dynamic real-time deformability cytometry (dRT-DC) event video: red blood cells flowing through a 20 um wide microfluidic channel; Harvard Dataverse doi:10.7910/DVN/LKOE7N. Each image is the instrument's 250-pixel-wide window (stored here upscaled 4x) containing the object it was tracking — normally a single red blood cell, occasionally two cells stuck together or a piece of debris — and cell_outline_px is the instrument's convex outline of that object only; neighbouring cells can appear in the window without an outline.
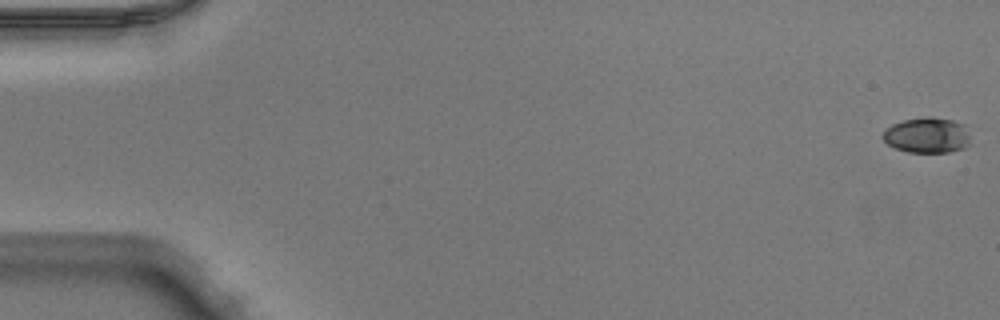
{"species": "Egyptian fruit bat (a non-hibernating species)", "species_latin": "Rousettus aegyptiacus", "temperature_condition": "warm", "stored_images_in_passage": 51, "camera_frame_rate_fps": 3000, "um_per_image_px": 0.085, "animal": {"sex": "male"}, "frame": {"image": 1, "passage_image": 1, "time_ms": 0.0, "image_size_px": [1000, 320], "cell_outline_px": [[972, 144], [964, 148], [948, 152], [908, 152], [896, 148], [888, 144], [880, 136], [892, 124], [904, 120], [928, 116], [932, 116], [952, 120], [964, 124]], "centroid_in_image_um": [78.83, 11.49], "position_along_channel_um": 6.2, "area_um2": 18.21}}
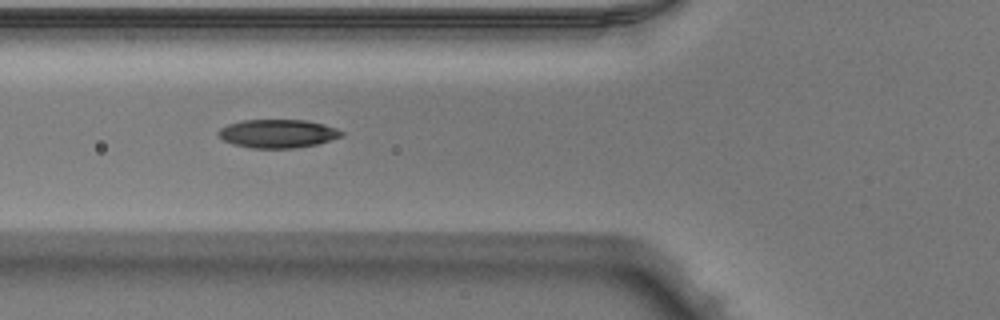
{"frame": {"image": 2, "passage_image": 20, "time_ms": 6.333, "image_size_px": [1000, 320], "cell_outline_px": [[344, 136], [316, 144], [296, 148], [252, 148], [232, 144], [224, 140], [216, 132], [220, 128], [228, 124], [240, 120], [308, 120], [324, 124], [336, 128], [344, 132]], "centroid_in_image_um": [23.61, 11.35], "position_along_channel_um": 102.2, "area_um2": 20.52}}
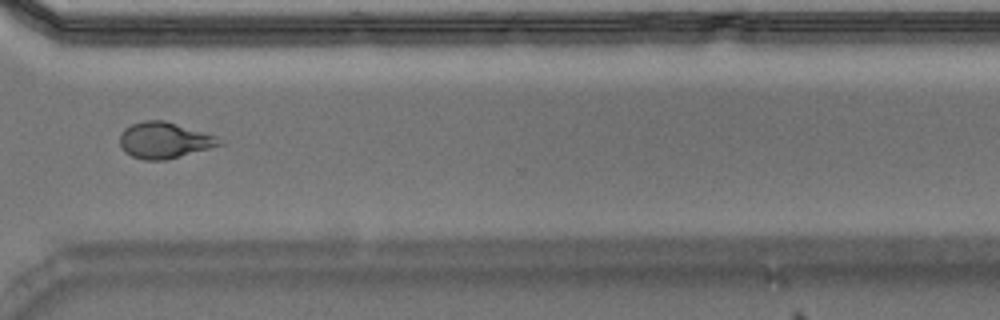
{"frame": {"image": 3, "passage_image": 39, "time_ms": 12.667, "image_size_px": [1000, 320], "cell_outline_px": [[224, 144], [164, 160], [144, 160], [132, 156], [124, 152], [120, 144], [120, 132], [124, 128], [132, 124], [144, 120], [164, 120], [216, 136]], "centroid_in_image_um": [13.92, 11.92], "position_along_channel_um": 356.7, "area_um2": 20.75}, "authors_computed_cell_mechanics": {"area_um2": 19.9988, "velocity_mm_per_s": 4.0115, "shape_relaxation_time_tau1_ms": 5.1634, "shape_relaxation_time_tau2_ms": 2.5172, "deformation_change_tau1": 0.1692, "deformation_change_tau2": 0.0975}}